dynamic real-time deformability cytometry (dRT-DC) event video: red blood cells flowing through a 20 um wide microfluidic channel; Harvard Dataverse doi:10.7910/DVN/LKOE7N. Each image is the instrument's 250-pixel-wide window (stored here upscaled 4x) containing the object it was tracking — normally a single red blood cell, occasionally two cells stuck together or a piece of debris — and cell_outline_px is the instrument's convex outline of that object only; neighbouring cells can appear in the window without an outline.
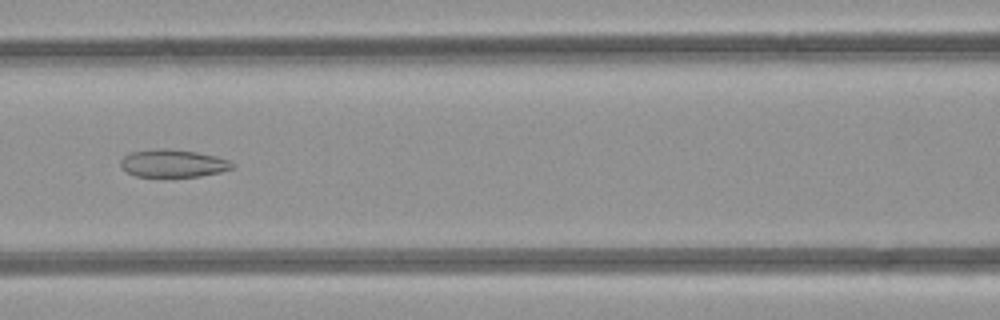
{"species": "common noctule bat (a hibernating species)", "species_latin": "Nyctalus noctula", "temperature_condition": "room temperature", "stored_images_in_passage": 36, "camera_frame_rate_fps": 3000, "um_per_image_px": 0.085, "animal": {"sex": "female", "body_mass_g": 21.9}, "frame": {"image": 1, "passage_image": 12, "time_ms": 3.667, "image_size_px": [1000, 320], "cell_outline_px": [[236, 164], [232, 168], [220, 172], [200, 176], [136, 176], [128, 172], [120, 164], [120, 160], [128, 152], [160, 148], [164, 148], [196, 152], [216, 156], [228, 160]], "centroid_in_image_um": [14.71, 13.87], "position_along_channel_um": 151.9, "area_um2": 17.86}}
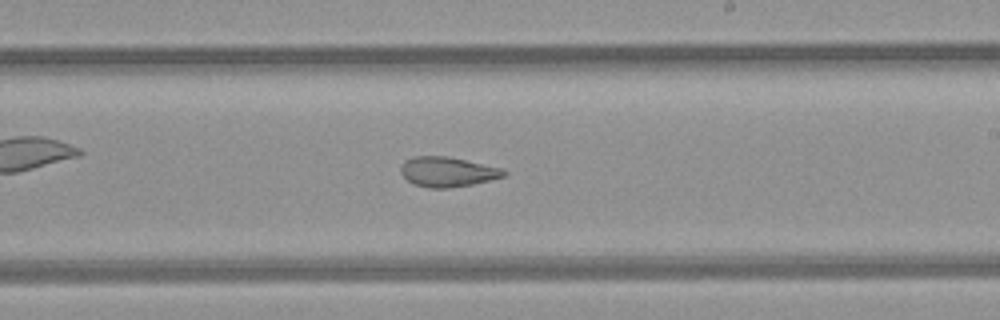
{"frame": {"image": 2, "passage_image": 19, "time_ms": 6.0, "image_size_px": [1000, 320], "cell_outline_px": [[508, 172], [504, 176], [472, 184], [448, 188], [428, 188], [412, 184], [400, 172], [400, 168], [404, 160], [412, 156], [448, 156], [504, 168]], "centroid_in_image_um": [38.02, 14.59], "position_along_channel_um": 251.0, "area_um2": 18.09}}
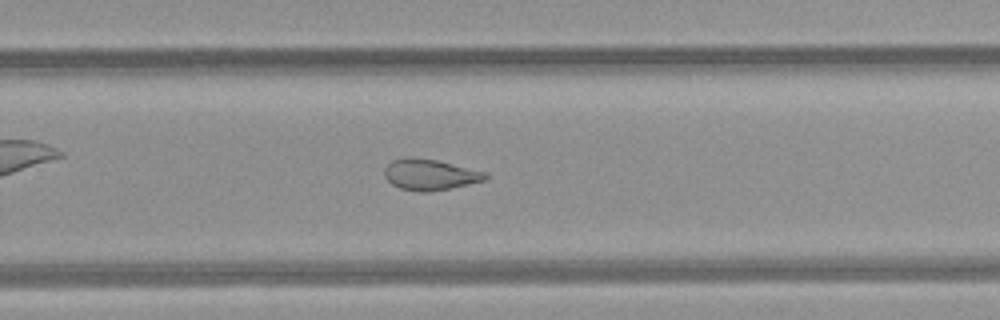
{"frame": {"image": 3, "passage_image": 22, "time_ms": 7.0, "image_size_px": [1000, 320], "cell_outline_px": [[488, 176], [484, 180], [452, 188], [428, 192], [420, 192], [400, 188], [392, 184], [384, 176], [384, 168], [392, 160], [408, 156], [412, 156], [436, 160], [488, 172]], "centroid_in_image_um": [36.53, 14.83], "position_along_channel_um": 293.3, "area_um2": 18.32}}